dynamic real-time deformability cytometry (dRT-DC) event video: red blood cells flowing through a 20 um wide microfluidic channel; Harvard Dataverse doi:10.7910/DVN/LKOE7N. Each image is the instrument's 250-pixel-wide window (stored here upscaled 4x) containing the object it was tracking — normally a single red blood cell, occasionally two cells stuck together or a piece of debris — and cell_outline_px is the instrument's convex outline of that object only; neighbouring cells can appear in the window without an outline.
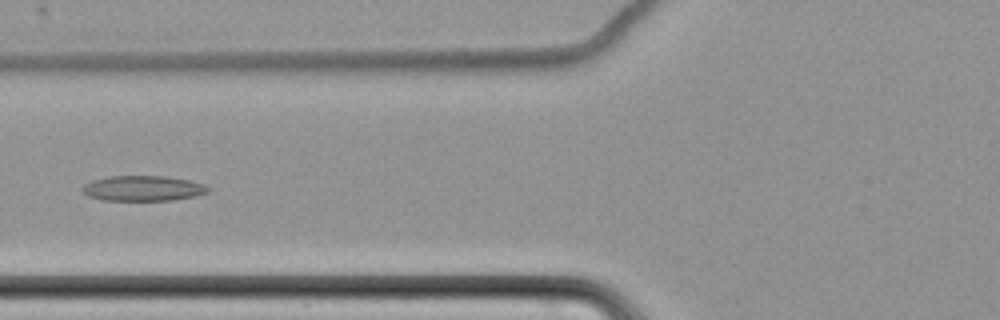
{"species": "common noctule bat (a hibernating species)", "species_latin": "Nyctalus noctula", "temperature_condition": "cold", "stored_images_in_passage": 8, "camera_frame_rate_fps": 3000, "um_per_image_px": 0.085, "animal": {"sex": "female", "body_mass_g": 22.7, "forearm_length_mm": 54.2}, "frame": {"image": 1, "passage_image": 6, "time_ms": 7.0, "image_size_px": [1000, 320], "cell_outline_px": [[212, 188], [208, 192], [196, 196], [172, 200], [104, 200], [88, 196], [80, 188], [84, 184], [92, 180], [108, 176], [168, 176], [188, 180], [204, 184]], "centroid_in_image_um": [12.17, 16.0], "position_along_channel_um": 113.6, "area_um2": 18.61}}
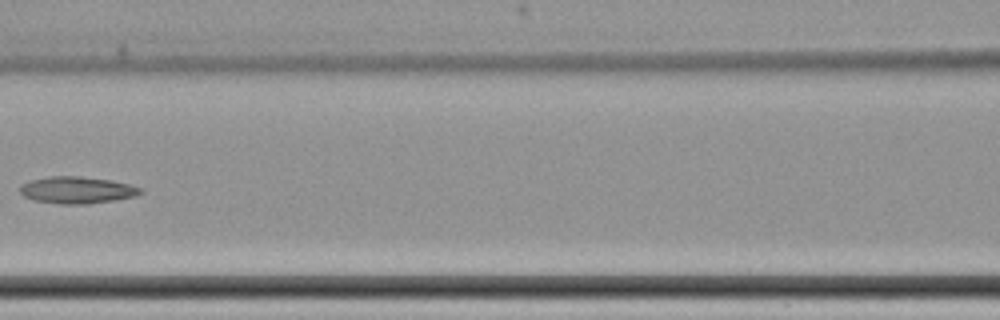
{"frame": {"image": 2, "passage_image": 7, "time_ms": 8.333, "image_size_px": [1000, 320], "cell_outline_px": [[144, 192], [136, 196], [88, 204], [60, 204], [36, 200], [24, 196], [20, 192], [20, 184], [32, 180], [48, 176], [76, 176], [108, 180], [128, 184], [144, 188]], "centroid_in_image_um": [6.56, 16.15], "position_along_channel_um": 160.0, "area_um2": 18.73}}
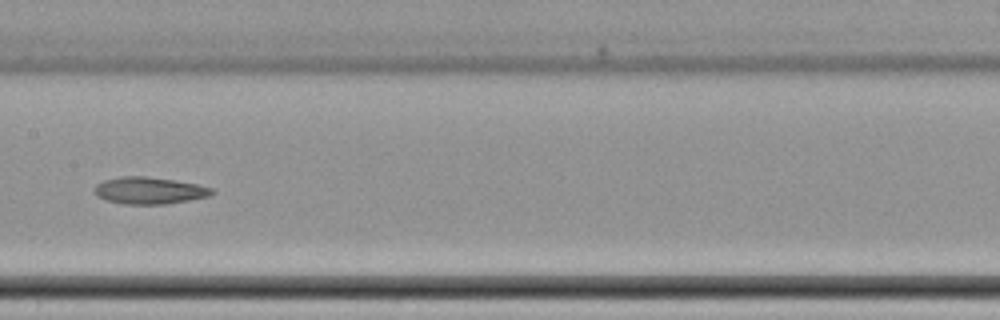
{"frame": {"image": 3, "passage_image": 8, "time_ms": 9.333, "image_size_px": [1000, 320], "cell_outline_px": [[216, 192], [208, 196], [188, 200], [164, 204], [124, 204], [104, 200], [96, 196], [92, 188], [96, 184], [104, 180], [120, 176], [144, 176], [172, 180], [196, 184], [212, 188]], "centroid_in_image_um": [12.62, 16.19], "position_along_channel_um": 194.8, "area_um2": 18.44}}